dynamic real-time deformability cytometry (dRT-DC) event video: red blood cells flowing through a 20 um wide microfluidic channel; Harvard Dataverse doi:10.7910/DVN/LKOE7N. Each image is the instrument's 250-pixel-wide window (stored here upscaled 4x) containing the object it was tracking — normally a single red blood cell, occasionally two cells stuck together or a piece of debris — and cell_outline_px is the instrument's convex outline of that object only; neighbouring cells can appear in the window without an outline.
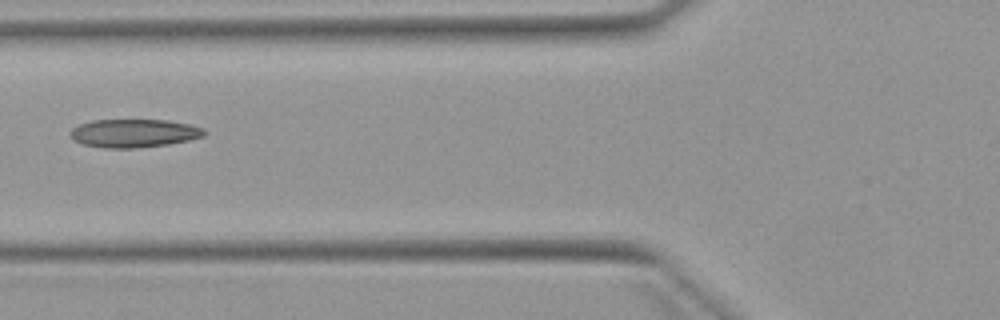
{"species": "Egyptian fruit bat (a non-hibernating species)", "species_latin": "Rousettus aegyptiacus", "temperature_condition": "warm", "stored_images_in_passage": 6, "camera_frame_rate_fps": 3000, "um_per_image_px": 0.085, "animal": {"sex": "female"}, "frame": {"image": 1, "passage_image": 6, "time_ms": 5.667, "image_size_px": [1000, 320], "cell_outline_px": [[208, 132], [204, 136], [188, 140], [168, 144], [132, 148], [104, 148], [84, 144], [76, 140], [68, 132], [72, 128], [80, 124], [92, 120], [168, 120], [192, 124], [204, 128]], "centroid_in_image_um": [11.43, 11.31], "position_along_channel_um": 114.4, "area_um2": 22.08}}